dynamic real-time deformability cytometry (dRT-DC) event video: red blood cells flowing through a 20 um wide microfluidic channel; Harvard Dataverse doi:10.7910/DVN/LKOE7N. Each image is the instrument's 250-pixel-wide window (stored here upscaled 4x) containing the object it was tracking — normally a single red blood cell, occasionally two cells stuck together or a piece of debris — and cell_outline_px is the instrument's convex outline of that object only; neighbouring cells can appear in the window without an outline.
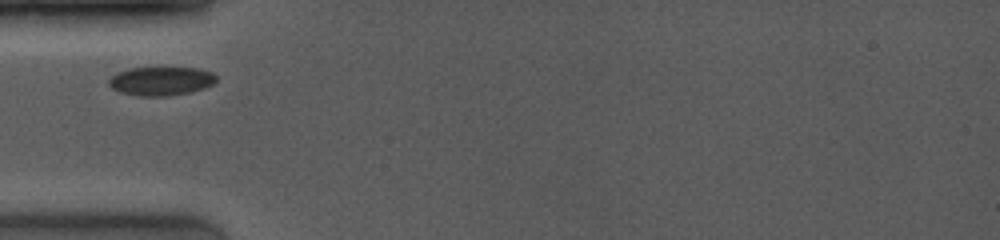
{"species": "common noctule bat (a hibernating species)", "species_latin": "Nyctalus noctula", "temperature_condition": "room temperature", "stored_images_in_passage": 2, "camera_frame_rate_fps": 4000, "um_per_image_px": 0.085, "animal": {"sex": "female", "body_mass_g": 19.0, "forearm_length_mm": 53.3}, "frame": {"image": 1, "passage_image": 1, "time_ms": 0.0, "image_size_px": [1000, 240], "cell_outline_px": [[216, 80], [212, 84], [204, 88], [192, 92], [168, 96], [140, 96], [120, 92], [112, 88], [108, 84], [108, 80], [112, 76], [128, 68], [200, 68], [212, 72], [216, 76]], "centroid_in_image_um": [13.7, 6.89], "position_along_channel_um": 71.3, "area_um2": 17.98}}